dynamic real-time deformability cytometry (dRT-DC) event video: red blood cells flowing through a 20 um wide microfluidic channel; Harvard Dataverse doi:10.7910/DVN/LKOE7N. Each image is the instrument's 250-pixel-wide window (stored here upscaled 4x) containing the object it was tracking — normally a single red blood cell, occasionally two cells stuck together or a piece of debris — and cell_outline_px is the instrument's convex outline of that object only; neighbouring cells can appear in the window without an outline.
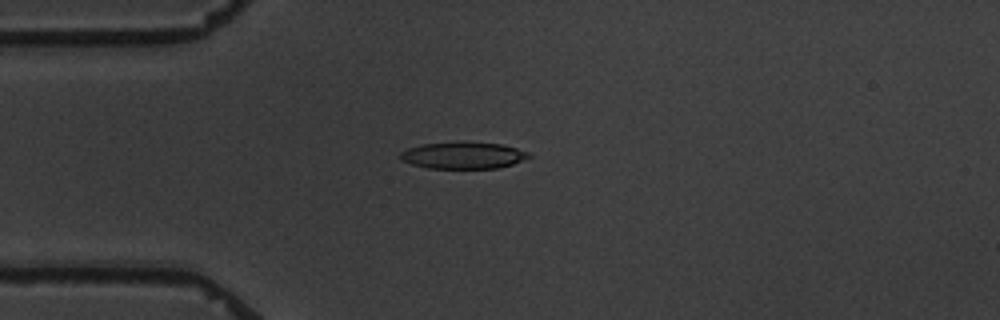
{"species": "common noctule bat (a hibernating species)", "species_latin": "Nyctalus noctula", "temperature_condition": "warm", "stored_images_in_passage": 10, "camera_frame_rate_fps": 3000, "um_per_image_px": 0.085, "animal": {"sex": "male", "body_mass_g": 19.5, "forearm_length_mm": 54.6}, "frame": {"image": 1, "passage_image": 4, "time_ms": 4.333, "image_size_px": [1000, 320], "cell_outline_px": [[532, 156], [512, 164], [500, 168], [428, 168], [412, 164], [400, 160], [400, 152], [408, 148], [420, 144], [460, 140], [464, 140], [500, 144], [516, 148], [528, 152]], "centroid_in_image_um": [39.34, 13.18], "position_along_channel_um": 45.7, "area_um2": 20.46}}
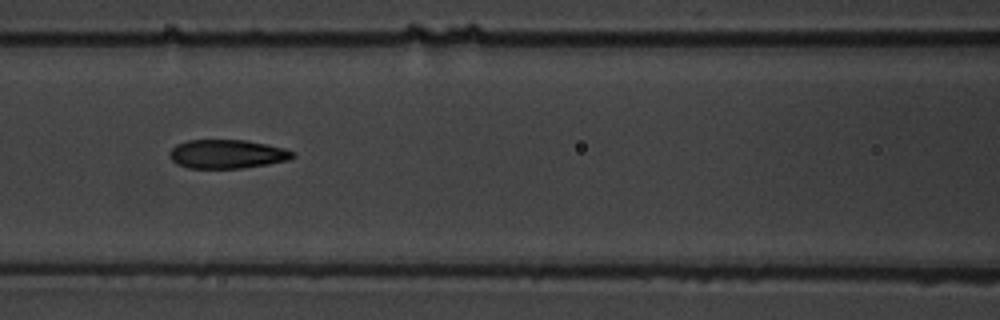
{"frame": {"image": 2, "passage_image": 7, "time_ms": 7.667, "image_size_px": [1000, 320], "cell_outline_px": [[296, 156], [288, 160], [268, 164], [240, 168], [188, 168], [176, 164], [168, 156], [168, 152], [176, 144], [188, 140], [244, 140], [268, 144], [284, 148], [296, 152]], "centroid_in_image_um": [19.3, 13.09], "position_along_channel_um": 147.3, "area_um2": 20.87}}
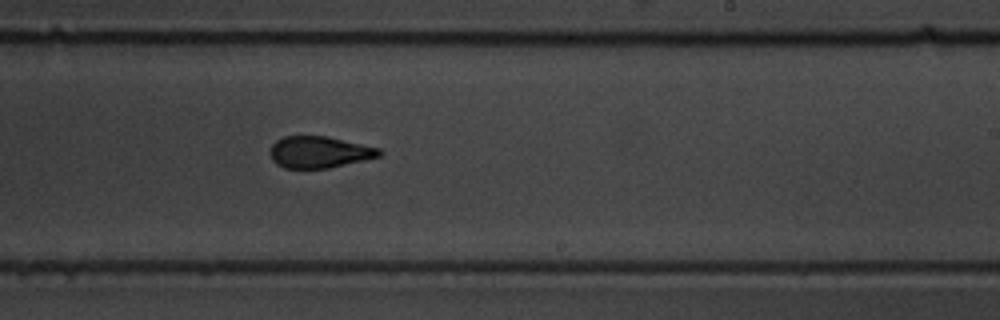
{"frame": {"image": 3, "passage_image": 10, "time_ms": 11.0, "image_size_px": [1000, 320], "cell_outline_px": [[384, 152], [380, 156], [364, 160], [328, 168], [284, 168], [276, 164], [272, 160], [268, 152], [272, 144], [276, 140], [284, 136], [324, 136], [380, 148]], "centroid_in_image_um": [27.1, 12.93], "position_along_channel_um": 261.9, "area_um2": 20.11}}